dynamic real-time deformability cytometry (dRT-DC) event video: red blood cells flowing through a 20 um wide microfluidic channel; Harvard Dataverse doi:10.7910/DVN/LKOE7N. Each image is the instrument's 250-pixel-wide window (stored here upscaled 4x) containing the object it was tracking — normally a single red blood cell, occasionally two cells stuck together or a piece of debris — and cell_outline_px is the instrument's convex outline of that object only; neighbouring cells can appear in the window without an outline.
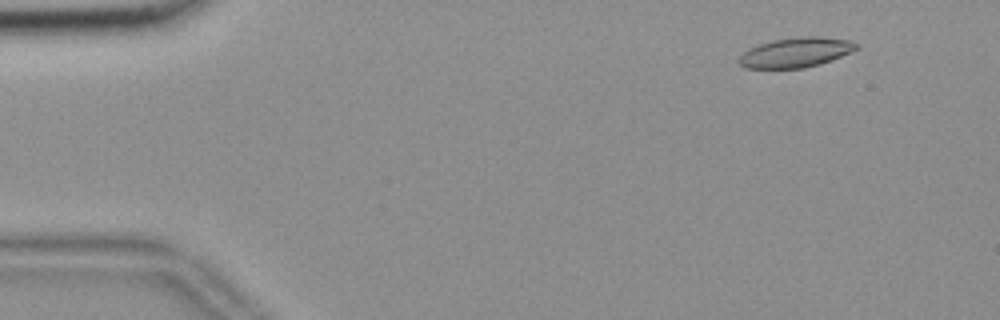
{"species": "common noctule bat (a hibernating species)", "species_latin": "Nyctalus noctula", "temperature_condition": "room temperature", "stored_images_in_passage": 56, "camera_frame_rate_fps": 3000, "um_per_image_px": 0.085, "animal": {"sex": "female", "body_mass_g": 18.4}, "frame": {"image": 1, "passage_image": 6, "time_ms": 1.667, "image_size_px": [1000, 320], "cell_outline_px": [[860, 48], [852, 52], [832, 60], [820, 64], [804, 68], [744, 68], [740, 64], [740, 56], [748, 48], [772, 40], [800, 36], [820, 36], [852, 40], [860, 44]], "centroid_in_image_um": [67.72, 4.44], "position_along_channel_um": 17.3, "area_um2": 20.63}}
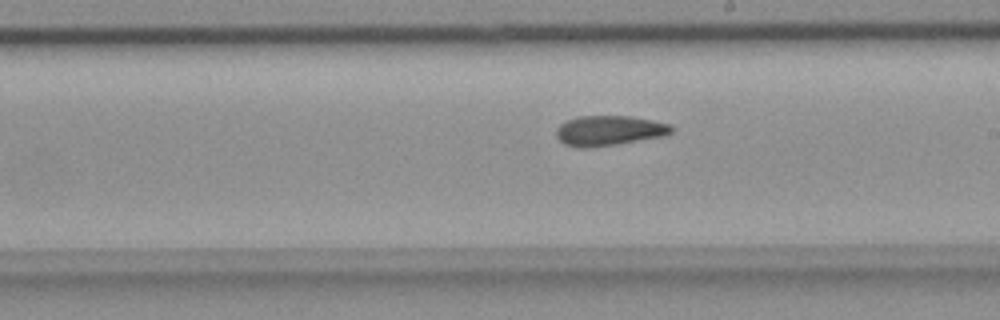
{"frame": {"image": 2, "passage_image": 32, "time_ms": 10.333, "image_size_px": [1000, 320], "cell_outline_px": [[672, 132], [664, 136], [616, 144], [588, 148], [580, 148], [564, 144], [556, 136], [556, 128], [560, 124], [568, 120], [580, 116], [632, 116], [652, 120], [668, 124], [672, 128]], "centroid_in_image_um": [51.74, 11.1], "position_along_channel_um": 237.3, "area_um2": 20.06}}
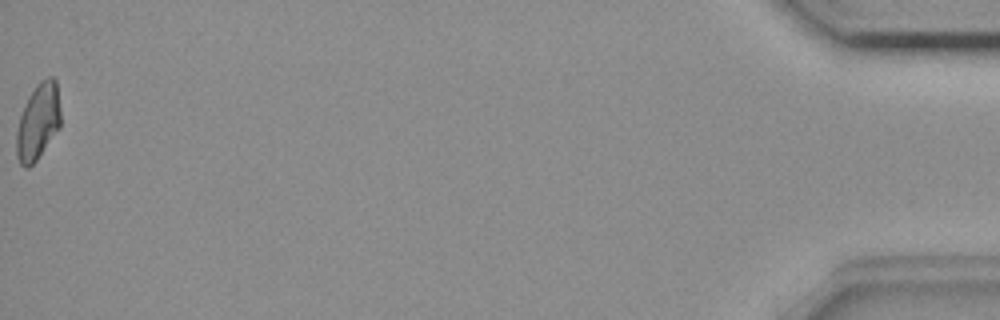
{"frame": {"image": 3, "passage_image": 56, "time_ms": 18.333, "image_size_px": [1000, 320], "cell_outline_px": [[60, 128], [36, 160], [28, 168], [24, 168], [20, 164], [16, 156], [16, 132], [20, 116], [28, 96], [36, 84], [40, 80], [48, 76], [52, 76], [56, 80], [60, 112]], "centroid_in_image_um": [3.23, 10.34], "position_along_channel_um": 432.0, "area_um2": 19.71}, "authors_computed_cell_mechanics": {"area_um2": 20.1144, "velocity_mm_per_s": 3.6775, "shape_relaxation_time_tau1_ms": null, "shape_relaxation_time_tau2_ms": 6.1216, "deformation_change_tau1": null, "deformation_change_tau2": 0.1305}}